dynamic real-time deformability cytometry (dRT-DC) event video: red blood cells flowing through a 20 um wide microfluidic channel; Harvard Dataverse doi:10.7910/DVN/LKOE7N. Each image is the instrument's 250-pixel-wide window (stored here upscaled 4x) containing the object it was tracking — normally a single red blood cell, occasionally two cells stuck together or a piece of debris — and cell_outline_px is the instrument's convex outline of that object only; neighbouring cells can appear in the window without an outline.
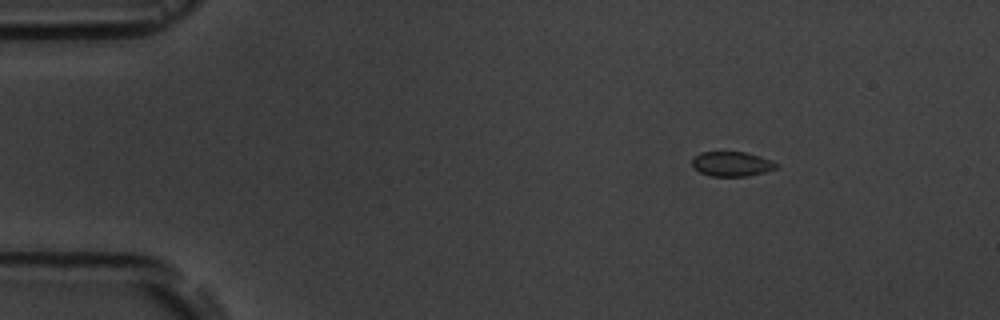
{"species": "common noctule bat (a hibernating species)", "species_latin": "Nyctalus noctula", "temperature_condition": "room temperature", "stored_images_in_passage": 9, "camera_frame_rate_fps": 3000, "um_per_image_px": 0.085, "animal": {"sex": "male", "body_mass_g": 19.5, "forearm_length_mm": 54.6}, "frame": {"image": 1, "passage_image": 1, "time_ms": 0.0, "image_size_px": [1000, 320], "cell_outline_px": [[780, 164], [776, 168], [764, 172], [748, 176], [712, 176], [700, 172], [692, 168], [692, 156], [700, 152], [744, 152], [760, 156], [772, 160]], "centroid_in_image_um": [62.18, 13.93], "position_along_channel_um": 22.8, "area_um2": 12.25}}
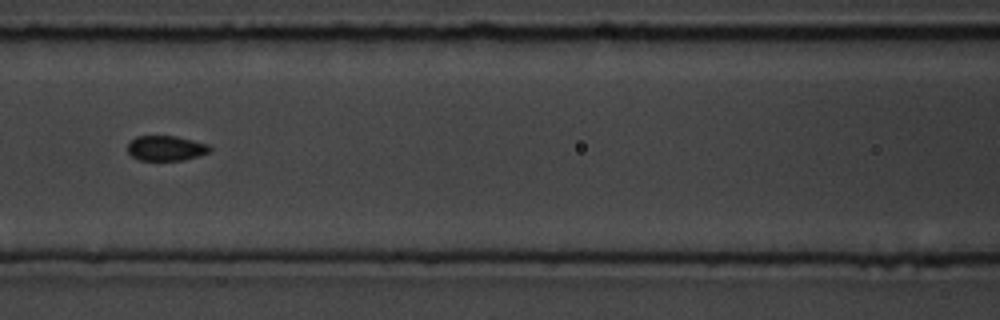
{"frame": {"image": 2, "passage_image": 6, "time_ms": 5.667, "image_size_px": [1000, 320], "cell_outline_px": [[212, 152], [184, 160], [140, 160], [132, 156], [128, 152], [128, 144], [136, 136], [176, 136], [208, 144], [212, 148]], "centroid_in_image_um": [14.14, 12.6], "position_along_channel_um": 152.5, "area_um2": 12.02}}
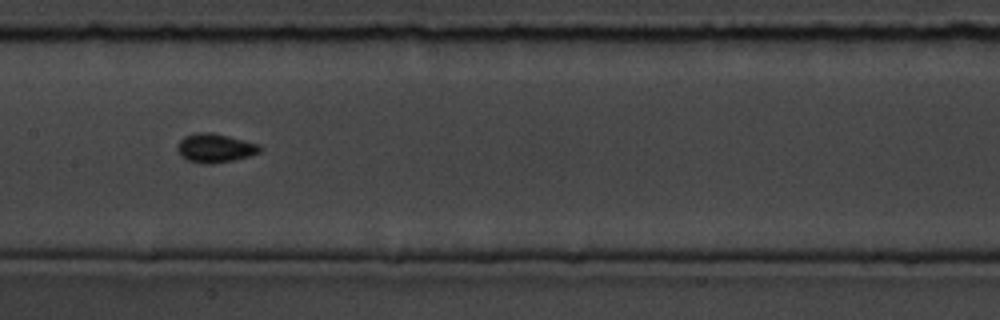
{"frame": {"image": 3, "passage_image": 7, "time_ms": 6.667, "image_size_px": [1000, 320], "cell_outline_px": [[260, 152], [248, 156], [232, 160], [212, 164], [204, 164], [188, 160], [180, 156], [176, 148], [180, 140], [184, 136], [196, 132], [212, 132], [260, 144]], "centroid_in_image_um": [18.24, 12.58], "position_along_channel_um": 189.2, "area_um2": 13.87}}